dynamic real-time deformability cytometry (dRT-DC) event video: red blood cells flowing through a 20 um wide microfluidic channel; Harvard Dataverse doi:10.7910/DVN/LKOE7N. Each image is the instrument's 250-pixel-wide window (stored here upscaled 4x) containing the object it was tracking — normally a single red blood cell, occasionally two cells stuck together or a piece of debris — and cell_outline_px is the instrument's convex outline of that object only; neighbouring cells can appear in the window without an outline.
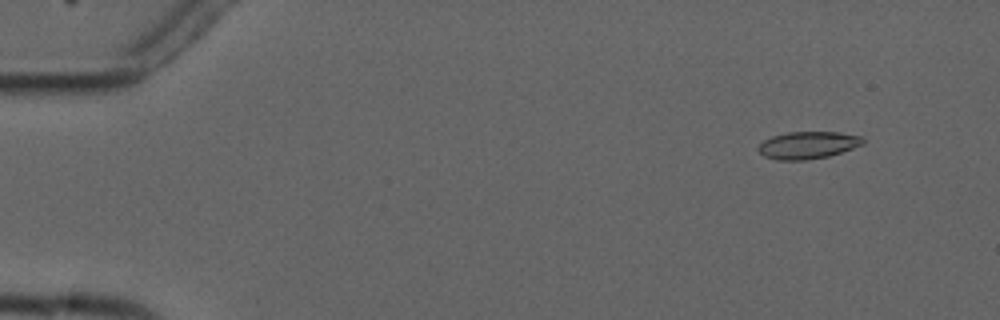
{"species": "common noctule bat (a hibernating species)", "species_latin": "Nyctalus noctula", "temperature_condition": "cold", "stored_images_in_passage": 4, "camera_frame_rate_fps": 3000, "um_per_image_px": 0.085, "animal": {"sex": "male", "forearm_length_mm": 52.5}, "frame": {"image": 1, "passage_image": 2, "time_ms": 1.0, "image_size_px": [1000, 320], "cell_outline_px": [[864, 144], [828, 156], [804, 160], [776, 160], [764, 156], [756, 148], [764, 140], [772, 136], [788, 132], [840, 132], [864, 136]], "centroid_in_image_um": [68.67, 12.33], "position_along_channel_um": 16.3, "area_um2": 16.65}}